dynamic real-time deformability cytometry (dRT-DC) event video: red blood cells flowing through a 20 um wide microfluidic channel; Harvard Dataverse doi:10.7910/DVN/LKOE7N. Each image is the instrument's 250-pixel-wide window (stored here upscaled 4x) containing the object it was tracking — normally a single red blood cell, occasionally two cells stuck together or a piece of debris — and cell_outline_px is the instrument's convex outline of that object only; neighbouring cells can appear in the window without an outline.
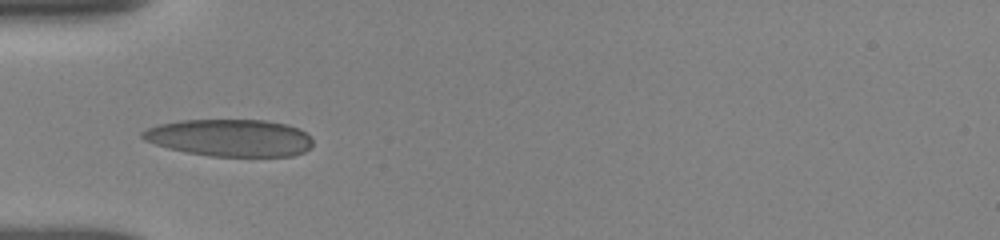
{"species": "human", "species_latin": "Homo sapiens", "temperature_condition": "room temperature", "stored_images_in_passage": 25, "camera_frame_rate_fps": 3000, "um_per_image_px": 0.085, "donor": {"sex": "female"}, "frame": {"image": 1, "passage_image": 2, "time_ms": 0.667, "image_size_px": [1000, 240], "cell_outline_px": [[312, 144], [304, 152], [292, 156], [212, 156], [188, 152], [168, 148], [144, 140], [140, 136], [140, 132], [156, 124], [180, 120], [264, 120], [284, 124], [300, 128], [312, 140]], "centroid_in_image_um": [19.51, 11.71], "position_along_channel_um": 65.5, "area_um2": 36.82}}
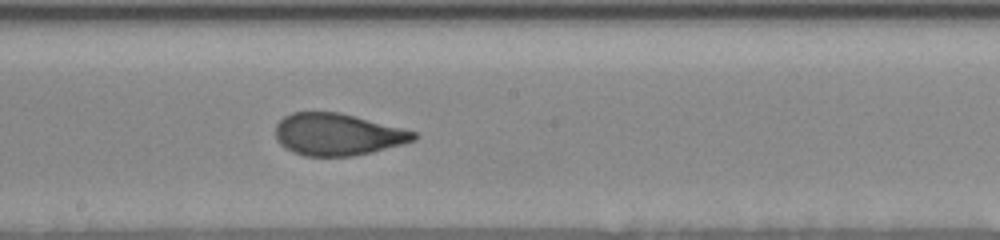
{"frame": {"image": 2, "passage_image": 13, "time_ms": 4.667, "image_size_px": [1000, 240], "cell_outline_px": [[420, 136], [416, 140], [372, 152], [352, 156], [304, 156], [292, 152], [284, 148], [276, 140], [276, 124], [284, 116], [292, 112], [340, 112], [356, 116], [416, 132]], "centroid_in_image_um": [28.67, 11.43], "position_along_channel_um": 219.5, "area_um2": 33.93}}
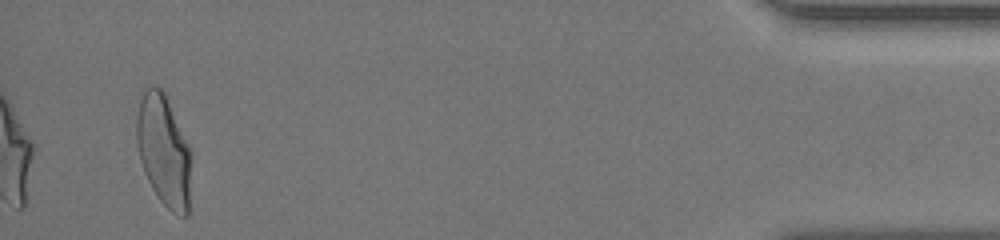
{"frame": {"image": 3, "passage_image": 25, "time_ms": 11.667, "image_size_px": [1000, 240], "cell_outline_px": [[192, 156], [188, 216], [180, 216], [172, 212], [160, 200], [152, 188], [144, 172], [140, 160], [136, 140], [136, 120], [140, 100], [144, 88], [160, 88], [164, 92], [192, 152]], "centroid_in_image_um": [13.93, 12.84], "position_along_channel_um": 421.3, "area_um2": 35.49}, "authors_computed_cell_mechanics": {"area_um2": 34.4488, "velocity_mm_per_s": 3.8888, "shape_relaxation_time_tau1_ms": 4.7023, "shape_relaxation_time_tau2_ms": 0.8908, "deformation_change_tau1": 0.1761, "deformation_change_tau2": 0.0796}}